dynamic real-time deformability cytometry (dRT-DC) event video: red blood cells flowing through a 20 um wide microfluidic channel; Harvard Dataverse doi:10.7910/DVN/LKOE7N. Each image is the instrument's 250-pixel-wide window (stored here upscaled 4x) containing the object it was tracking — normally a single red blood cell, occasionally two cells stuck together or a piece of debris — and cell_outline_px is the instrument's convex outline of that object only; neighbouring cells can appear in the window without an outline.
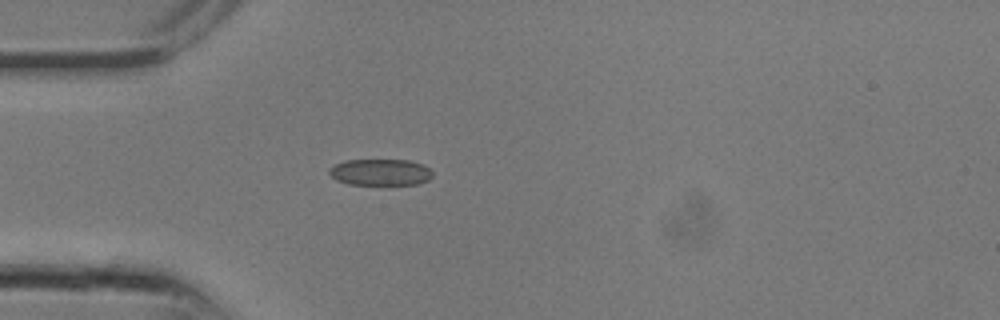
{"species": "common noctule bat (a hibernating species)", "species_latin": "Nyctalus noctula", "temperature_condition": "room temperature", "stored_images_in_passage": 3, "camera_frame_rate_fps": 3000, "um_per_image_px": 0.085, "animal": {"sex": "male", "body_mass_g": 13.3}, "frame": {"image": 1, "passage_image": 1, "time_ms": 0.0, "image_size_px": [1000, 320], "cell_outline_px": [[432, 176], [428, 180], [420, 184], [348, 184], [336, 180], [328, 172], [328, 168], [344, 160], [408, 160], [424, 164], [432, 172]], "centroid_in_image_um": [32.33, 14.63], "position_along_channel_um": 52.7, "area_um2": 15.95}}
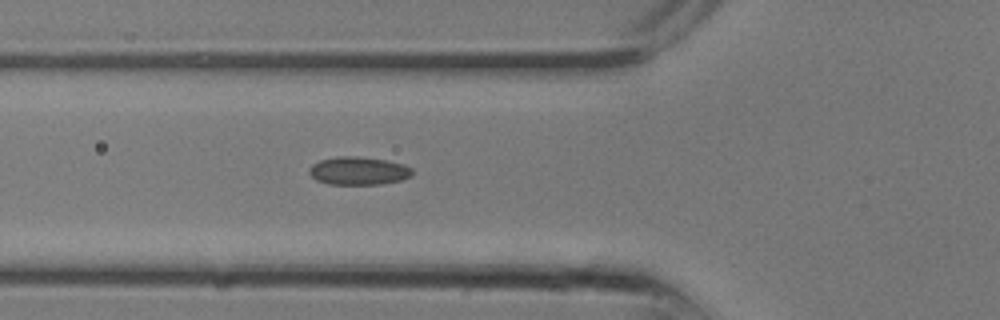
{"frame": {"image": 2, "passage_image": 3, "time_ms": 0.667, "image_size_px": [1000, 320], "cell_outline_px": [[412, 176], [400, 180], [380, 184], [328, 184], [316, 180], [308, 172], [308, 168], [312, 164], [320, 160], [340, 156], [356, 156], [384, 160], [404, 164], [412, 168]], "centroid_in_image_um": [30.45, 14.52], "position_along_channel_um": 95.3, "area_um2": 16.82}}